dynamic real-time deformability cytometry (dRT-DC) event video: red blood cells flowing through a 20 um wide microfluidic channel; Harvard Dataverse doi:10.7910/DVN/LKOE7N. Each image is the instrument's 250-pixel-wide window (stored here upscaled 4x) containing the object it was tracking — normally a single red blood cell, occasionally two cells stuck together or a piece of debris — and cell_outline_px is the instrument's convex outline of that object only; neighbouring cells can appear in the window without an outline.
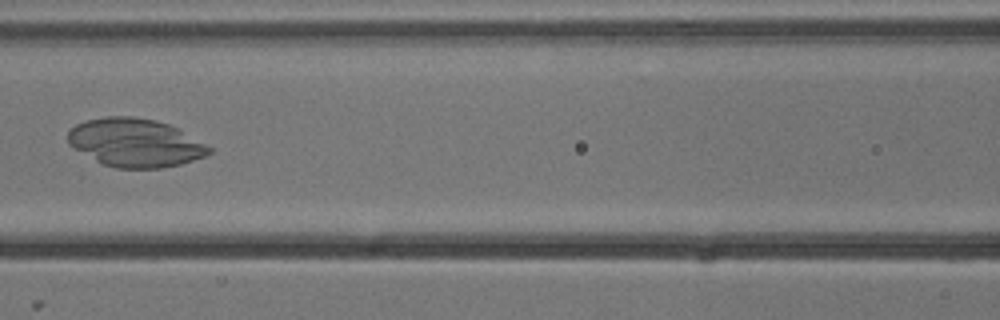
{"species": "common noctule bat (a hibernating species)", "species_latin": "Nyctalus noctula", "temperature_condition": "cold", "stored_images_in_passage": 6, "camera_frame_rate_fps": 3000, "um_per_image_px": 0.085, "animal": {"sex": "male", "body_mass_g": 13.3}, "frame": {"image": 1, "passage_image": 5, "time_ms": 1.333, "image_size_px": [1000, 320], "cell_outline_px": [[212, 152], [204, 156], [180, 164], [160, 168], [116, 168], [104, 164], [96, 160], [68, 144], [68, 132], [76, 124], [84, 120], [108, 116], [132, 116], [156, 120], [168, 124], [176, 128], [212, 148]], "centroid_in_image_um": [11.47, 12.12], "position_along_channel_um": 155.1, "area_um2": 39.3}}
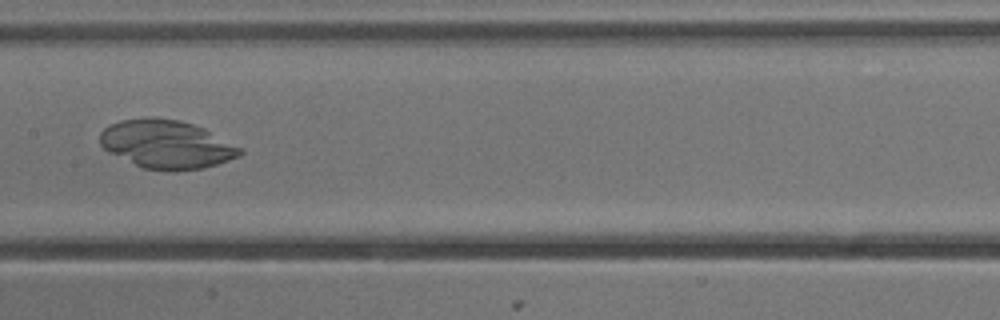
{"frame": {"image": 2, "passage_image": 6, "time_ms": 1.667, "image_size_px": [1000, 320], "cell_outline_px": [[244, 152], [240, 156], [204, 168], [176, 172], [172, 172], [144, 168], [108, 152], [100, 144], [100, 132], [104, 128], [120, 120], [144, 116], [152, 116], [180, 120], [204, 128], [244, 148]], "centroid_in_image_um": [14.18, 12.26], "position_along_channel_um": 193.2, "area_um2": 40.0}}